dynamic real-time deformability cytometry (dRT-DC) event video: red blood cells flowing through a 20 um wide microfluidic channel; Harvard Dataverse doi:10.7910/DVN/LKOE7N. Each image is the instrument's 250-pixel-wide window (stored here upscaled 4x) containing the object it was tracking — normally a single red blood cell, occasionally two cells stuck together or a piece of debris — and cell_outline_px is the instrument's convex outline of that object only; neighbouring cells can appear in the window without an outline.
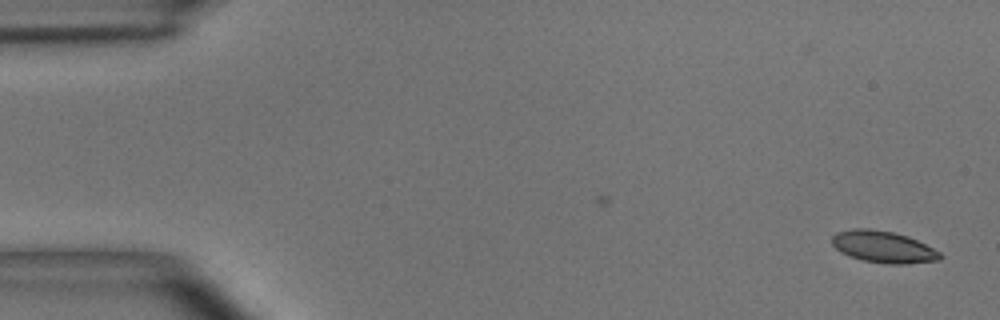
{"species": "common noctule bat (a hibernating species)", "species_latin": "Nyctalus noctula", "temperature_condition": "room temperature", "stored_images_in_passage": 46, "camera_frame_rate_fps": 3000, "um_per_image_px": 0.085, "animal": {"sex": "male", "body_mass_g": 15.6}, "frame": {"image": 1, "passage_image": 1, "time_ms": 0.0, "image_size_px": [1000, 320], "cell_outline_px": [[944, 256], [940, 260], [908, 264], [888, 264], [860, 260], [848, 256], [840, 252], [832, 244], [832, 236], [836, 232], [852, 228], [868, 228], [892, 232], [908, 236], [940, 252]], "centroid_in_image_um": [75.06, 20.99], "position_along_channel_um": 9.9, "area_um2": 20.17}}
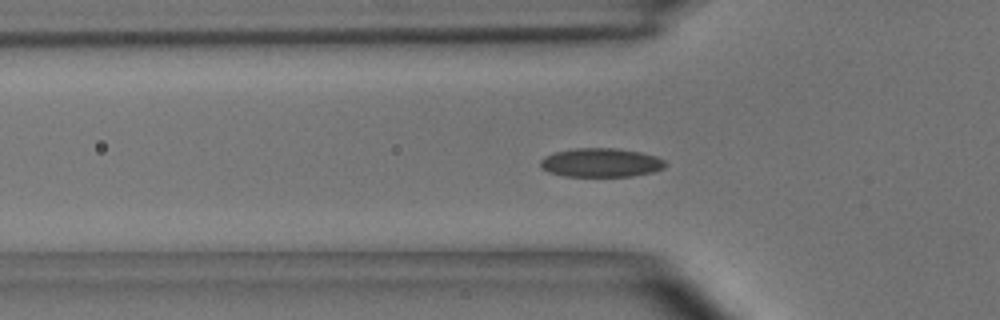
{"frame": {"image": 2, "passage_image": 17, "time_ms": 5.333, "image_size_px": [1000, 320], "cell_outline_px": [[668, 164], [664, 168], [652, 172], [632, 176], [564, 176], [548, 172], [540, 168], [540, 160], [544, 156], [556, 152], [576, 148], [616, 148], [640, 152], [656, 156], [664, 160]], "centroid_in_image_um": [51.07, 13.82], "position_along_channel_um": 74.7, "area_um2": 21.1}}
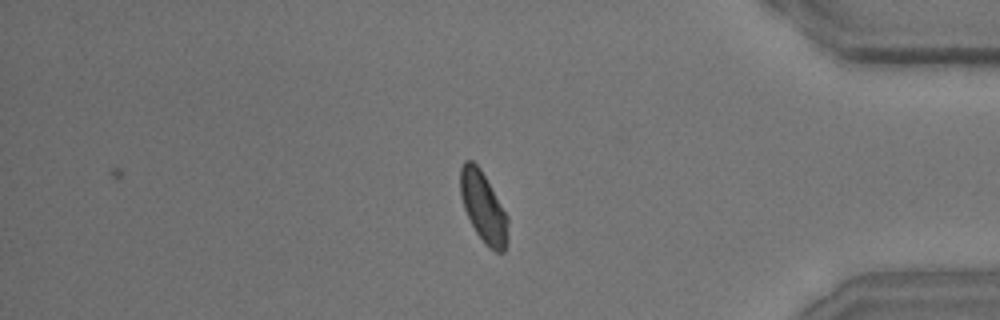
{"frame": {"image": 3, "passage_image": 46, "time_ms": 15.0, "image_size_px": [1000, 320], "cell_outline_px": [[508, 244], [504, 252], [496, 252], [488, 248], [484, 244], [476, 232], [464, 208], [460, 192], [460, 168], [464, 160], [472, 160], [480, 168], [508, 216]], "centroid_in_image_um": [41.1, 17.64], "position_along_channel_um": 394.1, "area_um2": 19.59}, "authors_computed_cell_mechanics": {"area_um2": 20.0277, "velocity_mm_per_s": 3.5866, "shape_relaxation_time_tau1_ms": 3.6605, "shape_relaxation_time_tau2_ms": 2.7826, "deformation_change_tau1": 0.1053, "deformation_change_tau2": 0.0647}}